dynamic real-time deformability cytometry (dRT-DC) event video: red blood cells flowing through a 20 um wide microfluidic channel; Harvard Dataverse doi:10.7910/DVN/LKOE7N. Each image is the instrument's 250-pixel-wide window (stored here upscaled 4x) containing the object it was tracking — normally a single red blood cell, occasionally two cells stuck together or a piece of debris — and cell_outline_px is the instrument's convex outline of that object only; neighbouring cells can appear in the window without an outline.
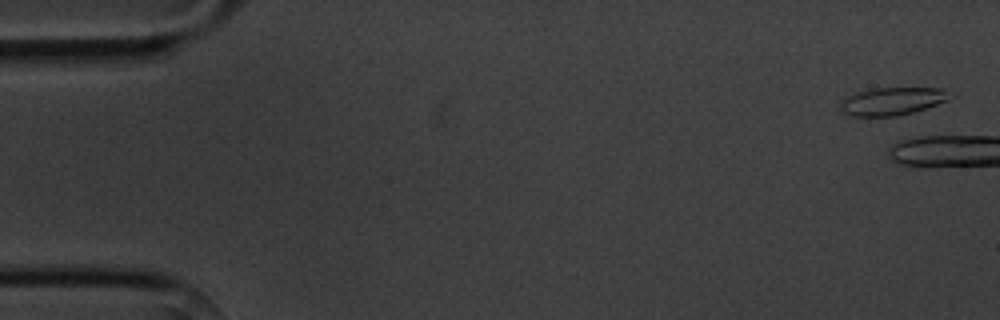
{"species": "common noctule bat (a hibernating species)", "species_latin": "Nyctalus noctula", "temperature_condition": "cold", "stored_images_in_passage": 6, "camera_frame_rate_fps": 3000, "um_per_image_px": 0.085, "animal": {"sex": "male", "body_mass_g": 20.1, "forearm_length_mm": 53.5}, "frame": {"image": 1, "passage_image": 1, "time_ms": 0.0, "image_size_px": [1000, 320], "cell_outline_px": [[956, 96], [948, 100], [912, 112], [896, 116], [852, 116], [844, 112], [840, 108], [840, 100], [844, 96], [856, 92], [872, 88], [944, 88]], "centroid_in_image_um": [75.84, 8.58], "position_along_channel_um": 9.2, "area_um2": 17.92}}